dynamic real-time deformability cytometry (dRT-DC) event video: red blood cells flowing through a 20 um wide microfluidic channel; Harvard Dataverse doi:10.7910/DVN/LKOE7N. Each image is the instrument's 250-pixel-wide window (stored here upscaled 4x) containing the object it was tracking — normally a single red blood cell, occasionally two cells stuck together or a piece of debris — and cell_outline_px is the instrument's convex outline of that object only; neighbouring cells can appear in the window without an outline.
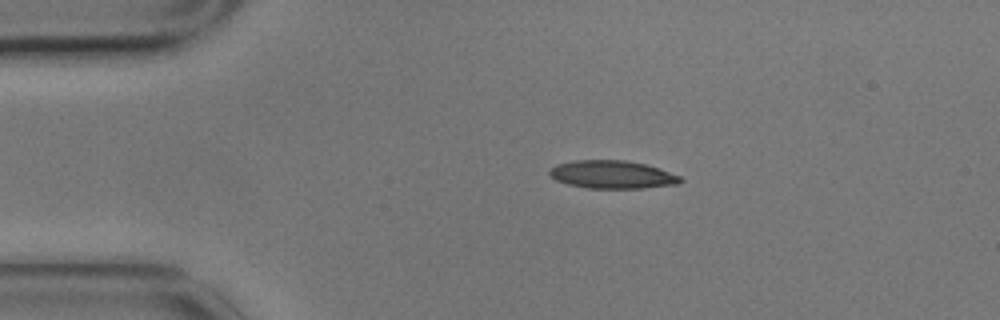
{"species": "common noctule bat (a hibernating species)", "species_latin": "Nyctalus noctula", "temperature_condition": "cold", "stored_images_in_passage": 12, "camera_frame_rate_fps": 3000, "um_per_image_px": 0.085, "animal": {"sex": "male", "body_mass_g": 17.9}, "frame": {"image": 1, "passage_image": 1, "time_ms": 0.0, "image_size_px": [1000, 320], "cell_outline_px": [[684, 180], [680, 184], [644, 188], [588, 188], [568, 184], [556, 180], [548, 172], [556, 164], [576, 160], [624, 160], [644, 164], [680, 176]], "centroid_in_image_um": [52.05, 14.84], "position_along_channel_um": 33.0, "area_um2": 21.15}}
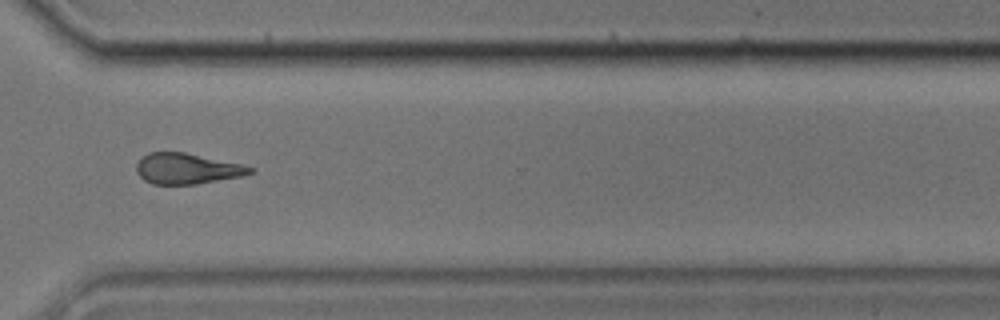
{"frame": {"image": 2, "passage_image": 9, "time_ms": 2.667, "image_size_px": [1000, 320], "cell_outline_px": [[256, 172], [240, 176], [196, 184], [152, 184], [144, 180], [136, 172], [136, 164], [148, 152], [184, 152], [240, 164], [256, 168]], "centroid_in_image_um": [15.89, 14.34], "position_along_channel_um": 354.7, "area_um2": 20.17}}